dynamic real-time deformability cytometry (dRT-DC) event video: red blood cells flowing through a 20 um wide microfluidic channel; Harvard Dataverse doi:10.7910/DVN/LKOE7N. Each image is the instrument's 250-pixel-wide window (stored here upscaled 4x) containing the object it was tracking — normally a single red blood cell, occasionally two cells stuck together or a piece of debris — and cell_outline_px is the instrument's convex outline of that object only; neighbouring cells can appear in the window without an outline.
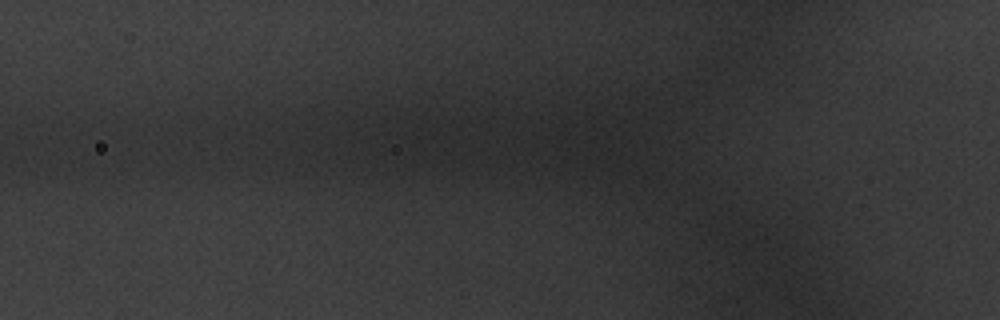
{"species": "common noctule bat (a hibernating species)", "species_latin": "Nyctalus noctula", "temperature_condition": "warm", "stored_images_in_passage": 4, "camera_frame_rate_fps": 3000, "um_per_image_px": 0.085, "animal": {"sex": "male", "body_mass_g": 20.1, "forearm_length_mm": 53.5}, "frame": {"image": 1, "passage_image": 2, "time_ms": 0.333, "image_size_px": [1000, 320], "cell_outline_px": [[276, 164], [252, 172], [212, 168], [188, 156], [164, 140], [160, 128], [180, 120], [248, 128], [264, 132], [272, 140]], "centroid_in_image_um": [18.85, 12.35], "position_along_channel_um": 107.0, "area_um2": 29.77}}